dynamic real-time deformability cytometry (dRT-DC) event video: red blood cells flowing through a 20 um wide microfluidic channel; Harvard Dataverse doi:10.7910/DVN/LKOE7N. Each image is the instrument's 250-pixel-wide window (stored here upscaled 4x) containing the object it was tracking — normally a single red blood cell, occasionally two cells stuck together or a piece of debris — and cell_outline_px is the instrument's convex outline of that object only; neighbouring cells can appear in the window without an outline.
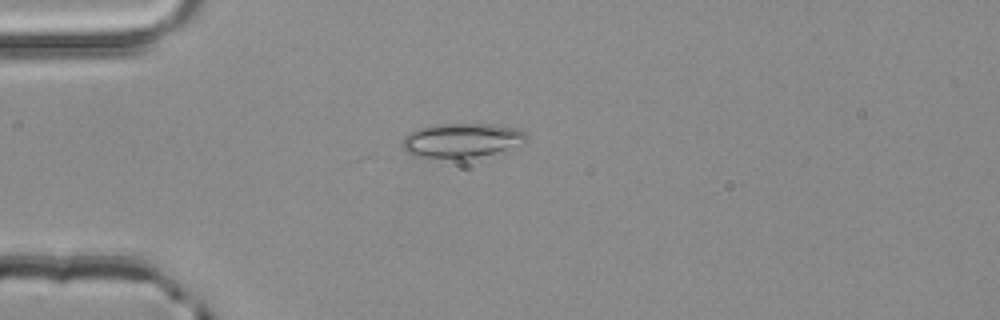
{"species": "common noctule bat (a hibernating species)", "species_latin": "Nyctalus noctula", "temperature_condition": "room temperature", "stored_images_in_passage": 2, "camera_frame_rate_fps": 3000, "um_per_image_px": 0.085, "animal": {"sex": "male", "body_mass_g": 20.4}, "frame": {"image": 1, "passage_image": 2, "time_ms": 0.333, "image_size_px": [1000, 320], "cell_outline_px": [[528, 140], [524, 144], [508, 152], [476, 156], [416, 156], [408, 152], [400, 144], [404, 136], [416, 128], [440, 124], [492, 124], [516, 128], [524, 132], [528, 136]], "centroid_in_image_um": [39.34, 11.9], "position_along_channel_um": 45.7, "area_um2": 24.74}}